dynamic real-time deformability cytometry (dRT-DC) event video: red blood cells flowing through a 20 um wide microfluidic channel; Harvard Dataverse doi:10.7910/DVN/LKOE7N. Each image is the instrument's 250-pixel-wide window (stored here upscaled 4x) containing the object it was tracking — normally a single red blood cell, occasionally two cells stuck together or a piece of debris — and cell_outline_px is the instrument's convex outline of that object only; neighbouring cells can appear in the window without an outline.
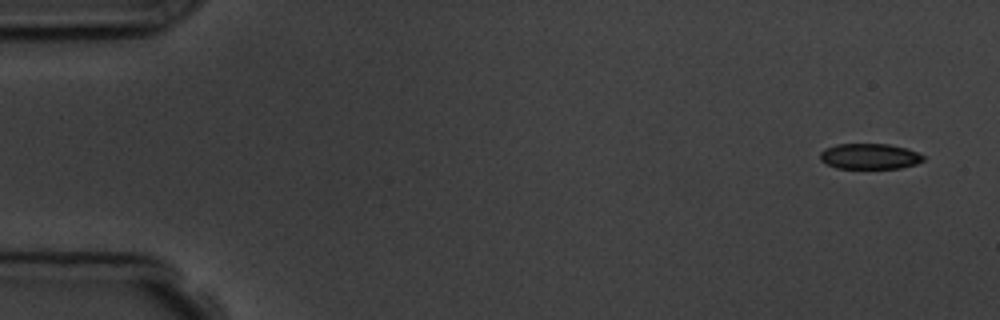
{"species": "common noctule bat (a hibernating species)", "species_latin": "Nyctalus noctula", "temperature_condition": "room temperature", "stored_images_in_passage": 15, "camera_frame_rate_fps": 3000, "um_per_image_px": 0.085, "animal": {"sex": "male", "body_mass_g": 19.5, "forearm_length_mm": 54.6}, "frame": {"image": 1, "passage_image": 1, "time_ms": 0.0, "image_size_px": [1000, 320], "cell_outline_px": [[924, 160], [916, 164], [900, 168], [836, 168], [820, 160], [820, 152], [824, 148], [836, 144], [888, 144], [908, 148], [924, 156]], "centroid_in_image_um": [73.91, 13.28], "position_along_channel_um": 11.1, "area_um2": 15.43}}
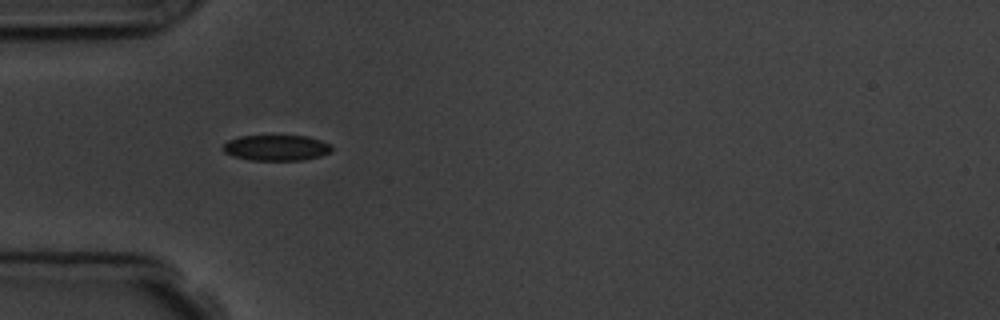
{"frame": {"image": 2, "passage_image": 5, "time_ms": 4.667, "image_size_px": [1000, 320], "cell_outline_px": [[332, 152], [320, 156], [304, 160], [252, 160], [232, 156], [224, 152], [220, 148], [228, 140], [240, 136], [308, 136], [332, 144]], "centroid_in_image_um": [23.49, 12.56], "position_along_channel_um": 61.5, "area_um2": 16.42}, "authors_computed_cell_mechanics": {"area_um2": 16.9354, "velocity_mm_per_s": 3.7898, "shape_relaxation_time_tau1_ms": null, "shape_relaxation_time_tau2_ms": 2.6811, "deformation_change_tau1": null, "deformation_change_tau2": 0.0459}}